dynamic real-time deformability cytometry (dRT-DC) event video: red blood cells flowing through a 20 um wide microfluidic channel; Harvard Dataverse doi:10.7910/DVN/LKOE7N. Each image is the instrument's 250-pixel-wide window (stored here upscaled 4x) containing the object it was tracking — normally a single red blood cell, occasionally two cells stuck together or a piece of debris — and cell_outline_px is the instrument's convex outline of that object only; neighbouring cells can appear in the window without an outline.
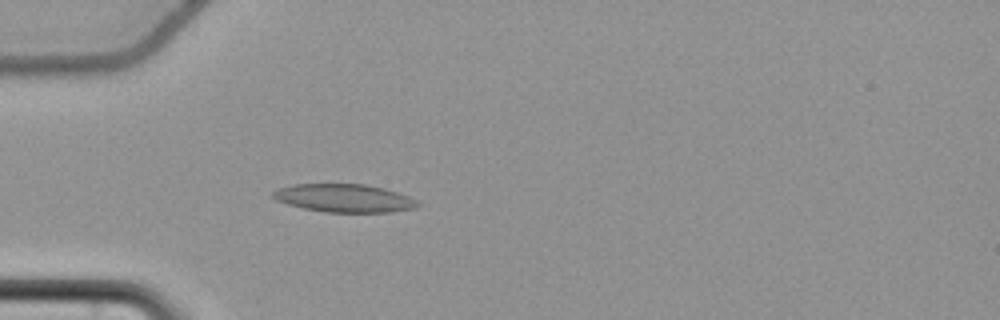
{"species": "common noctule bat (a hibernating species)", "species_latin": "Nyctalus noctula", "temperature_condition": "cold", "stored_images_in_passage": 57, "camera_frame_rate_fps": 3000, "um_per_image_px": 0.085, "animal": {"sex": "female", "body_mass_g": 22.7, "forearm_length_mm": 54.2}, "frame": {"image": 1, "passage_image": 18, "time_ms": 5.667, "image_size_px": [1000, 320], "cell_outline_px": [[420, 204], [416, 208], [392, 212], [324, 212], [304, 208], [288, 204], [276, 200], [272, 196], [272, 192], [276, 188], [292, 184], [364, 184], [384, 188], [408, 196], [416, 200]], "centroid_in_image_um": [29.24, 16.84], "position_along_channel_um": 55.8, "area_um2": 23.76}}
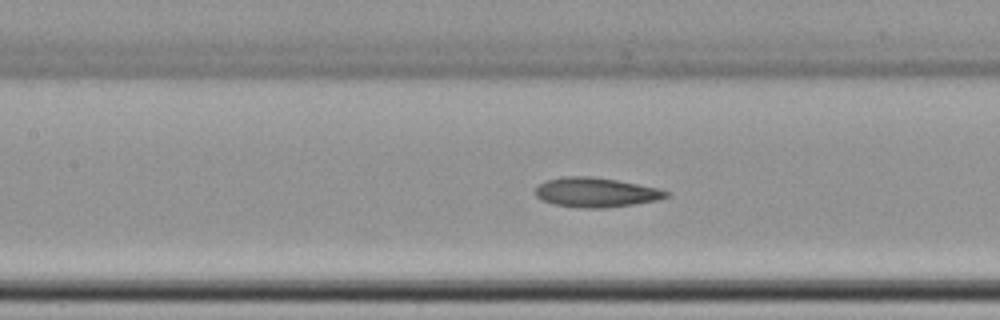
{"frame": {"image": 2, "passage_image": 27, "time_ms": 8.667, "image_size_px": [1000, 320], "cell_outline_px": [[672, 192], [668, 196], [656, 200], [632, 204], [604, 208], [580, 208], [556, 204], [544, 200], [536, 196], [536, 188], [540, 184], [548, 180], [564, 176], [592, 176], [616, 180], [656, 188]], "centroid_in_image_um": [50.66, 16.35], "position_along_channel_um": 156.7, "area_um2": 22.14}}
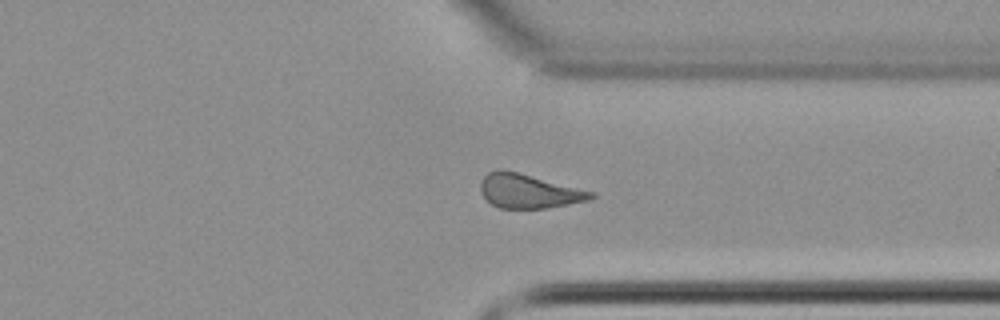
{"frame": {"image": 3, "passage_image": 44, "time_ms": 14.333, "image_size_px": [1000, 320], "cell_outline_px": [[596, 196], [588, 200], [548, 208], [500, 208], [492, 204], [480, 192], [480, 184], [484, 176], [488, 172], [500, 168], [596, 192]], "centroid_in_image_um": [44.94, 16.24], "position_along_channel_um": 366.5, "area_um2": 21.79}, "authors_computed_cell_mechanics": {"area_um2": 22.5998, "velocity_mm_per_s": 3.6945, "shape_relaxation_time_tau1_ms": 7.1043, "shape_relaxation_time_tau2_ms": 3.6002, "deformation_change_tau1": 0.1326, "deformation_change_tau2": 0.1023}}